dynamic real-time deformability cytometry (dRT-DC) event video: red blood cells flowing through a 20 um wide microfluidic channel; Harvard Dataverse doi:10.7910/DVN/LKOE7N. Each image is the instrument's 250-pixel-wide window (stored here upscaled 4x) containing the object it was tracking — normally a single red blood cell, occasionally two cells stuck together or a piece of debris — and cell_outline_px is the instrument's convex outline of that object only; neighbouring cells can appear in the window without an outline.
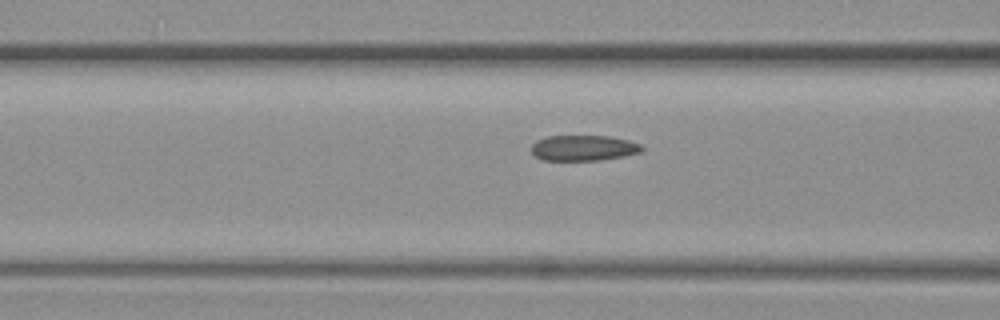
{"species": "common noctule bat (a hibernating species)", "species_latin": "Nyctalus noctula", "temperature_condition": "warm", "stored_images_in_passage": 9, "camera_frame_rate_fps": 3000, "um_per_image_px": 0.085, "animal": {"sex": "female", "body_mass_g": 19.3, "forearm_length_mm": 54.1}, "frame": {"image": 1, "passage_image": 7, "time_ms": 2.0, "image_size_px": [1000, 320], "cell_outline_px": [[644, 152], [624, 156], [600, 160], [544, 160], [536, 156], [532, 152], [532, 144], [536, 140], [548, 136], [608, 136], [628, 140], [640, 144], [644, 148]], "centroid_in_image_um": [49.63, 12.57], "position_along_channel_um": 117.0, "area_um2": 16.47}}